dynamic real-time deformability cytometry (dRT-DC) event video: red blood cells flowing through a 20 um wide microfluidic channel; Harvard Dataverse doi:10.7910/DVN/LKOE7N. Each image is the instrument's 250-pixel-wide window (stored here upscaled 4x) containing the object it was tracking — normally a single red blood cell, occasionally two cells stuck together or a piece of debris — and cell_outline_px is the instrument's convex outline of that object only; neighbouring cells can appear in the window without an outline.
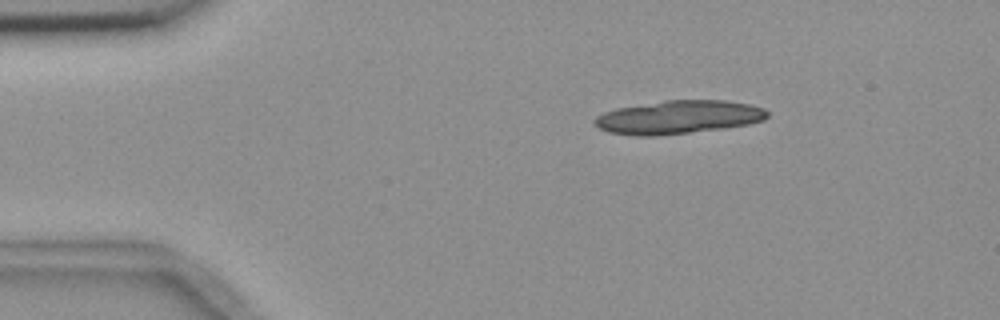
{"species": "common noctule bat (a hibernating species)", "species_latin": "Nyctalus noctula", "temperature_condition": "room temperature", "stored_images_in_passage": 3, "camera_frame_rate_fps": 3000, "um_per_image_px": 0.085, "animal": {"sex": "female", "body_mass_g": 18.4}, "frame": {"image": 1, "passage_image": 1, "time_ms": 0.0, "image_size_px": [1000, 320], "cell_outline_px": [[768, 116], [764, 120], [748, 124], [724, 128], [656, 136], [636, 136], [608, 132], [592, 124], [592, 120], [596, 116], [604, 112], [616, 108], [664, 100], [724, 100], [748, 104], [764, 108], [768, 112]], "centroid_in_image_um": [57.62, 9.96], "position_along_channel_um": 27.4, "area_um2": 33.7}}